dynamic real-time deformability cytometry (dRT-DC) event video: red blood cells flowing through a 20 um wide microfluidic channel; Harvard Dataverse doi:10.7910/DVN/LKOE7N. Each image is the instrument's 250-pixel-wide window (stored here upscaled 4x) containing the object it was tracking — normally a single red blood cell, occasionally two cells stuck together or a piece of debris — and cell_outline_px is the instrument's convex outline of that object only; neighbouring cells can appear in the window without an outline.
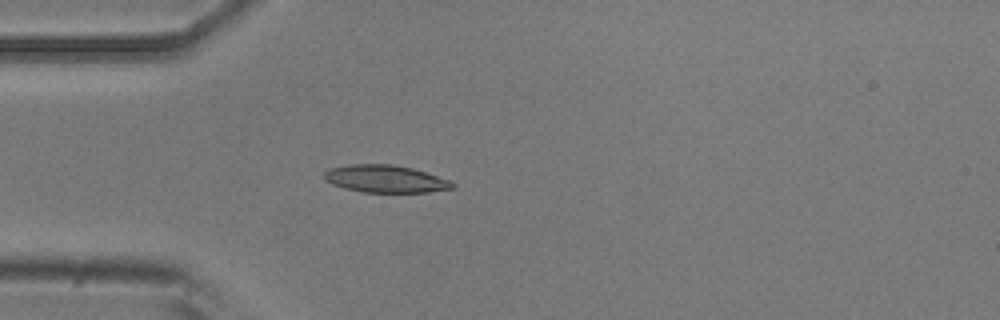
{"species": "common noctule bat (a hibernating species)", "species_latin": "Nyctalus noctula", "temperature_condition": "room temperature", "stored_images_in_passage": 1, "camera_frame_rate_fps": 3000, "um_per_image_px": 0.085, "animal": {"sex": "male", "body_mass_g": 20.5, "forearm_length_mm": 52.5}, "frame": {"image": 1, "passage_image": 1, "time_ms": 0.0, "image_size_px": [1000, 320], "cell_outline_px": [[456, 188], [428, 192], [364, 192], [344, 188], [332, 184], [324, 180], [320, 176], [328, 168], [348, 164], [392, 164], [412, 168], [448, 180], [456, 184]], "centroid_in_image_um": [32.69, 15.2], "position_along_channel_um": 52.3, "area_um2": 20.63}}